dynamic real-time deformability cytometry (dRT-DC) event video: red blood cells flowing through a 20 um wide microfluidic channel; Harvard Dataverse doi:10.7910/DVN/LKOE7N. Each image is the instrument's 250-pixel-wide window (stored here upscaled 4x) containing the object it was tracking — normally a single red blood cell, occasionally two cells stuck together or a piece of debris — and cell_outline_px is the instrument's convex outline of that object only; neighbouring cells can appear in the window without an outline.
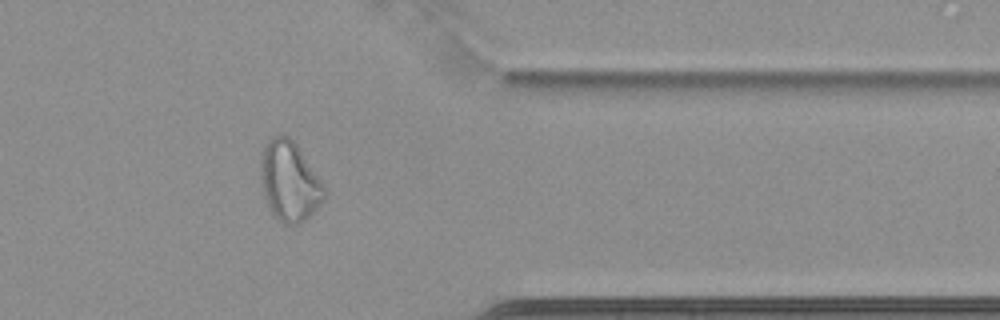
{"species": "common noctule bat (a hibernating species)", "species_latin": "Nyctalus noctula", "temperature_condition": "cold", "stored_images_in_passage": 62, "camera_frame_rate_fps": 3000, "um_per_image_px": 0.085, "animal": {"sex": "female", "body_mass_g": 22.7, "forearm_length_mm": 54.2}, "frame": {"image": 1, "passage_image": 53, "time_ms": 17.333, "image_size_px": [1000, 320], "cell_outline_px": [[324, 200], [300, 224], [284, 224], [276, 220], [272, 216], [264, 200], [260, 184], [260, 152], [268, 140], [272, 136], [288, 136], [296, 144], [320, 180], [324, 188]], "centroid_in_image_um": [24.52, 15.43], "position_along_channel_um": 386.9, "area_um2": 29.71}}